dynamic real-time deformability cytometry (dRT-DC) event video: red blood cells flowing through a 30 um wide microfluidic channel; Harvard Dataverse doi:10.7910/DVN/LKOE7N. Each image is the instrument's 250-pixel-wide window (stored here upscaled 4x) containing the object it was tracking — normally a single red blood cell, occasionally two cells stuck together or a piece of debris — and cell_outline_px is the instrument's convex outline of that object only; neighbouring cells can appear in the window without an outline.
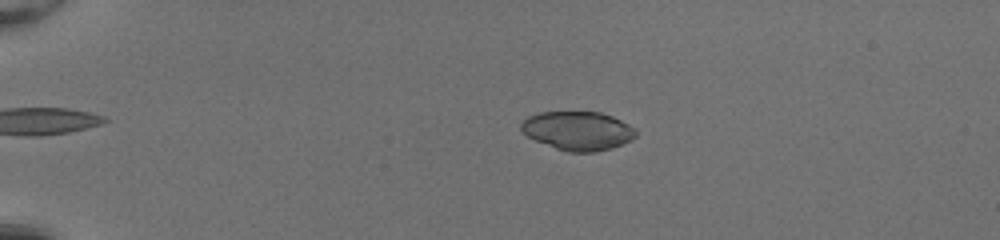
{"species": "common noctule bat (a hibernating species)", "species_latin": "Nyctalus noctula", "temperature_condition": "room temperature", "stored_images_in_passage": 52, "camera_frame_rate_fps": 3000, "um_per_image_px": 0.085, "animal": {"sex": "female", "body_mass_g": 20.0, "forearm_length_mm": 54.0}, "frame": {"image": 1, "passage_image": 13, "time_ms": 4.0, "image_size_px": [1000, 240], "cell_outline_px": [[636, 136], [632, 140], [612, 148], [596, 152], [568, 152], [556, 148], [536, 140], [528, 136], [520, 128], [520, 124], [528, 116], [540, 112], [600, 112], [612, 116], [636, 128]], "centroid_in_image_um": [49.14, 11.11], "position_along_channel_um": 35.9, "area_um2": 25.89}}
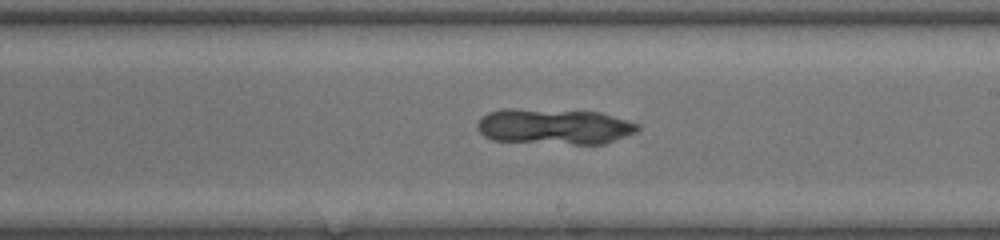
{"frame": {"image": 2, "passage_image": 33, "time_ms": 10.667, "image_size_px": [1000, 240], "cell_outline_px": [[640, 128], [636, 132], [604, 144], [572, 144], [492, 140], [484, 136], [476, 128], [476, 124], [480, 116], [488, 112], [504, 108], [512, 108], [600, 112], [640, 124]], "centroid_in_image_um": [47.08, 10.74], "position_along_channel_um": 241.9, "area_um2": 33.58}}
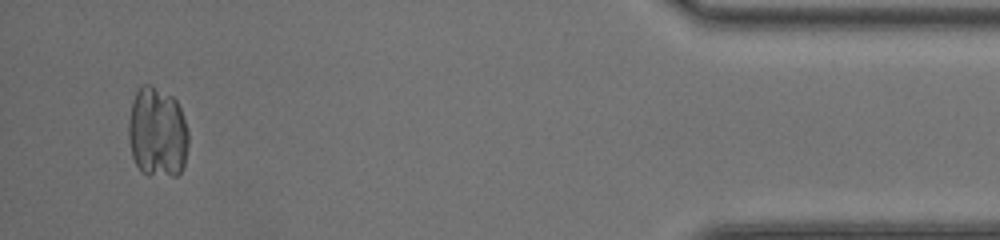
{"frame": {"image": 3, "passage_image": 50, "time_ms": 16.333, "image_size_px": [1000, 240], "cell_outline_px": [[188, 144], [184, 168], [176, 176], [148, 176], [140, 172], [132, 156], [128, 136], [128, 120], [132, 100], [136, 92], [144, 84], [152, 84], [172, 96], [176, 100], [180, 108], [188, 132]], "centroid_in_image_um": [13.36, 11.29], "position_along_channel_um": 421.8, "area_um2": 32.14}}